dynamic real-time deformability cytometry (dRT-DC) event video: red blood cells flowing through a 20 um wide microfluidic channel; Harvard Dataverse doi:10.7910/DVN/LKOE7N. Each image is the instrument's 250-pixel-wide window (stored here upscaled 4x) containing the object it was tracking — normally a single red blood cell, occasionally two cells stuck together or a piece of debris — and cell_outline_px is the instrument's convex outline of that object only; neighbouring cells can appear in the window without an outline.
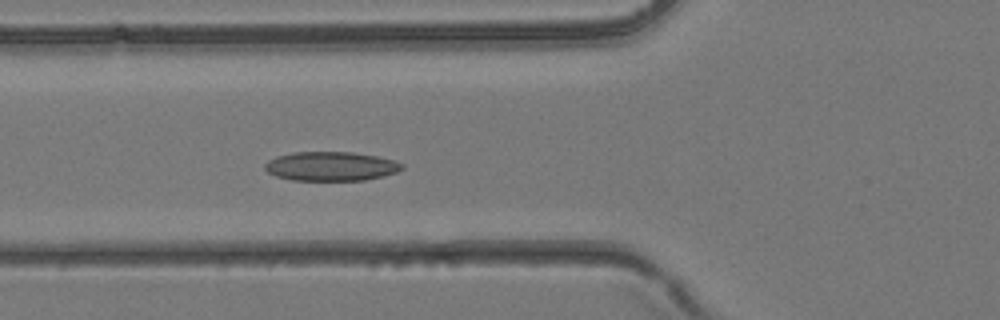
{"species": "common noctule bat (a hibernating species)", "species_latin": "Nyctalus noctula", "temperature_condition": "room temperature", "stored_images_in_passage": 40, "camera_frame_rate_fps": 3000, "um_per_image_px": 0.085, "animal": {"sex": "female", "body_mass_g": 24.6, "forearm_length_mm": 56.2}, "frame": {"image": 1, "passage_image": 15, "time_ms": 4.667, "image_size_px": [1000, 320], "cell_outline_px": [[404, 168], [396, 172], [384, 176], [364, 180], [292, 180], [276, 176], [268, 172], [264, 168], [264, 164], [268, 160], [276, 156], [292, 152], [352, 152], [376, 156], [392, 160], [404, 164]], "centroid_in_image_um": [28.11, 14.13], "position_along_channel_um": 97.7, "area_um2": 23.29}}
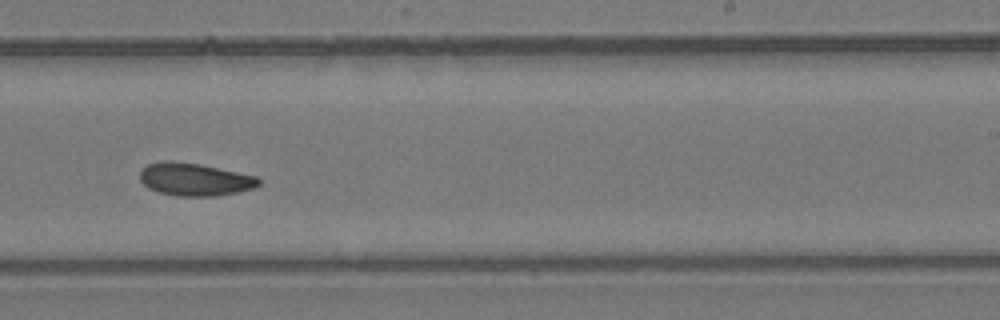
{"frame": {"image": 2, "passage_image": 25, "time_ms": 8.0, "image_size_px": [1000, 320], "cell_outline_px": [[260, 184], [252, 188], [240, 192], [216, 196], [180, 196], [160, 192], [148, 188], [140, 180], [140, 172], [148, 164], [164, 160], [172, 160], [200, 164], [256, 176], [260, 180]], "centroid_in_image_um": [16.55, 15.24], "position_along_channel_um": 272.5, "area_um2": 22.6}}
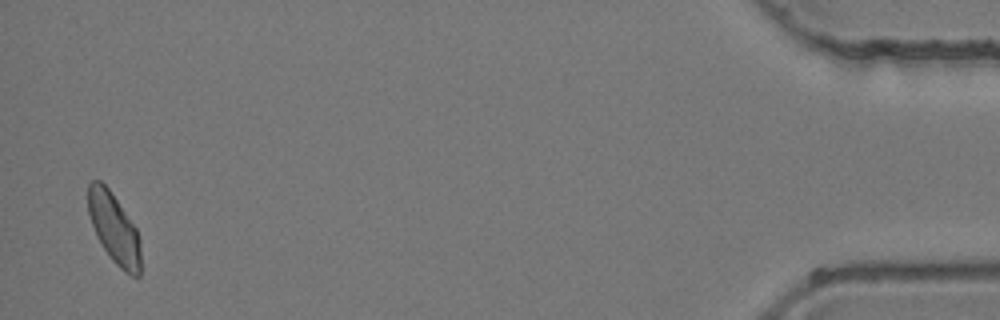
{"frame": {"image": 3, "passage_image": 39, "time_ms": 12.667, "image_size_px": [1000, 320], "cell_outline_px": [[140, 276], [132, 276], [124, 272], [112, 260], [96, 236], [88, 212], [88, 184], [92, 180], [100, 180], [108, 188], [136, 228], [140, 240]], "centroid_in_image_um": [9.69, 19.42], "position_along_channel_um": 425.5, "area_um2": 21.33}}